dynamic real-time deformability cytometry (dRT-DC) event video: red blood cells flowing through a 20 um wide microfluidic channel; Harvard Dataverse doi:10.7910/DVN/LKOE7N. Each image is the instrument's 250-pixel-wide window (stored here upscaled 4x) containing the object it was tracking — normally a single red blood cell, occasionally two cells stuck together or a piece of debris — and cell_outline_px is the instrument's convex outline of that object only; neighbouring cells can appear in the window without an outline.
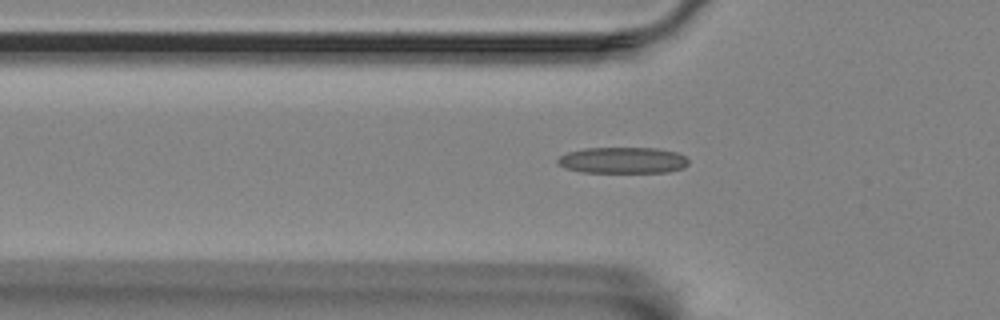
{"species": "Egyptian fruit bat (a non-hibernating species)", "species_latin": "Rousettus aegyptiacus", "temperature_condition": "room temperature", "stored_images_in_passage": 30, "camera_frame_rate_fps": 3000, "um_per_image_px": 0.085, "animal": {"sex": "female"}, "frame": {"image": 1, "passage_image": 4, "time_ms": 1.0, "image_size_px": [1000, 320], "cell_outline_px": [[688, 164], [684, 168], [668, 172], [584, 172], [564, 168], [556, 160], [560, 156], [568, 152], [584, 148], [656, 148], [676, 152], [684, 156], [688, 160]], "centroid_in_image_um": [52.94, 13.62], "position_along_channel_um": 72.9, "area_um2": 19.94}}
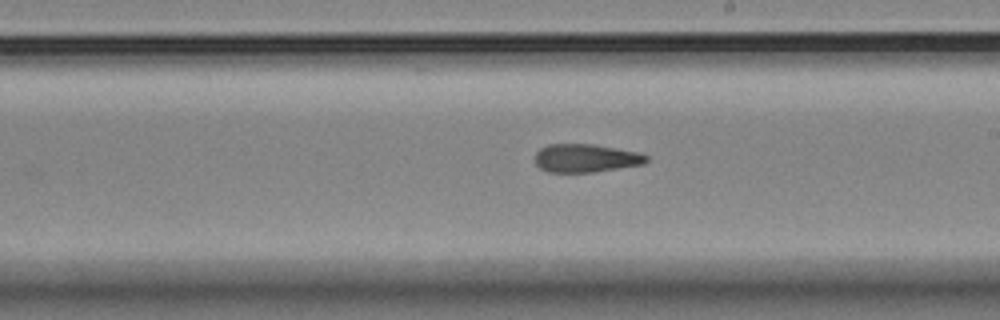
{"frame": {"image": 2, "passage_image": 18, "time_ms": 5.667, "image_size_px": [1000, 320], "cell_outline_px": [[648, 160], [644, 164], [592, 172], [548, 172], [540, 168], [536, 164], [536, 152], [540, 148], [548, 144], [592, 144], [636, 152], [648, 156]], "centroid_in_image_um": [49.76, 13.44], "position_along_channel_um": 239.2, "area_um2": 18.15}}
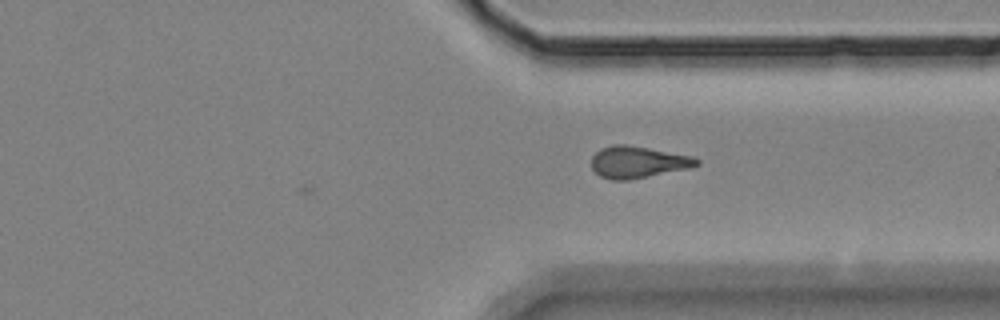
{"frame": {"image": 3, "passage_image": 28, "time_ms": 9.0, "image_size_px": [1000, 320], "cell_outline_px": [[700, 164], [688, 168], [628, 180], [612, 180], [600, 176], [592, 168], [592, 156], [600, 148], [612, 144], [624, 144], [648, 148], [692, 156], [700, 160]], "centroid_in_image_um": [54.19, 13.77], "position_along_channel_um": 357.2, "area_um2": 19.31}, "authors_computed_cell_mechanics": {"area_um2": 18.9295, "velocity_mm_per_s": 3.5424, "shape_relaxation_time_tau1_ms": null, "shape_relaxation_time_tau2_ms": 3.8662, "deformation_change_tau1": null, "deformation_change_tau2": 0.144}}